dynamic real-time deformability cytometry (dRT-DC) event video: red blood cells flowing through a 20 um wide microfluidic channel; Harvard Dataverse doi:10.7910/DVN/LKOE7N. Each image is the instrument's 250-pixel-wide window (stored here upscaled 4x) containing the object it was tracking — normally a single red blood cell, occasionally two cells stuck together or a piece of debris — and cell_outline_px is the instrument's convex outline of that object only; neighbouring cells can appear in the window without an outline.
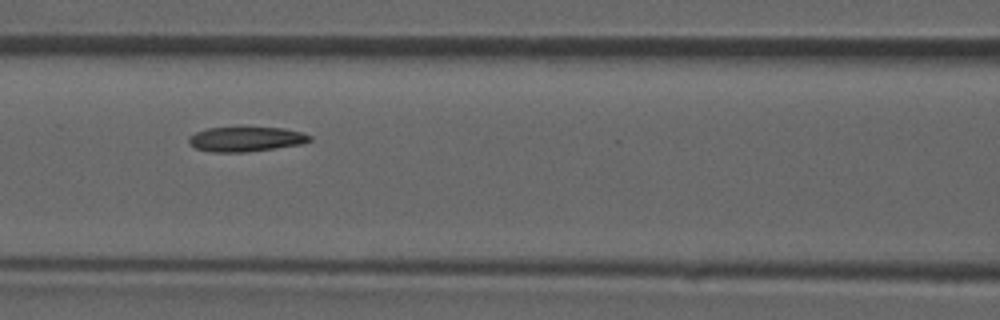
{"species": "common noctule bat (a hibernating species)", "species_latin": "Nyctalus noctula", "temperature_condition": "room temperature", "stored_images_in_passage": 46, "camera_frame_rate_fps": 3000, "um_per_image_px": 0.085, "animal": {"sex": "male", "forearm_length_mm": 52.5}, "frame": {"image": 1, "passage_image": 20, "time_ms": 6.333, "image_size_px": [1000, 320], "cell_outline_px": [[312, 140], [300, 144], [276, 148], [244, 152], [212, 152], [196, 148], [188, 140], [188, 136], [196, 132], [208, 128], [240, 124], [244, 124], [284, 128], [300, 132], [312, 136]], "centroid_in_image_um": [20.9, 11.76], "position_along_channel_um": 145.7, "area_um2": 18.32}}